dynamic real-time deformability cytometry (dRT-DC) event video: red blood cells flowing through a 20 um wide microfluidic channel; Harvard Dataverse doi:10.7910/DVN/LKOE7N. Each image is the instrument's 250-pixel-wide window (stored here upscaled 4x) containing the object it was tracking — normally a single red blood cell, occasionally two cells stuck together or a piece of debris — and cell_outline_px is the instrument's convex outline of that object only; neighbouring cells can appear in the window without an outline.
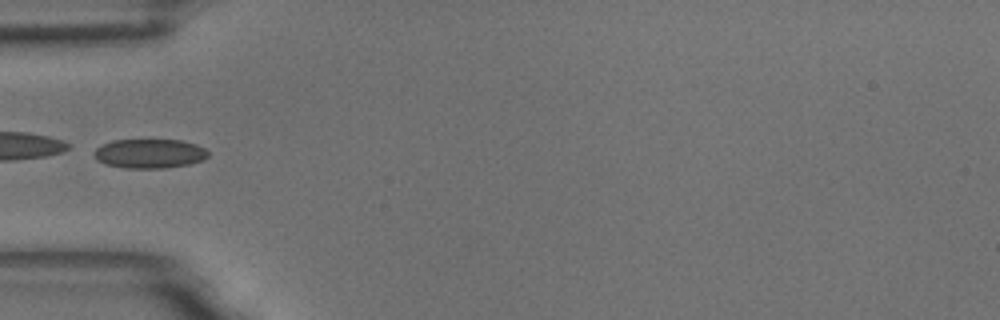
{"species": "common noctule bat (a hibernating species)", "species_latin": "Nyctalus noctula", "temperature_condition": "room temperature", "stored_images_in_passage": 10, "camera_frame_rate_fps": 3000, "um_per_image_px": 0.085, "animal": {"sex": "male", "body_mass_g": 18.8}, "frame": {"image": 1, "passage_image": 6, "time_ms": 1.667, "image_size_px": [1000, 320], "cell_outline_px": [[208, 156], [204, 160], [188, 164], [164, 168], [124, 168], [104, 164], [96, 160], [92, 156], [92, 152], [96, 148], [112, 140], [180, 140], [196, 144], [204, 148], [208, 152]], "centroid_in_image_um": [12.67, 13.06], "position_along_channel_um": 72.3, "area_um2": 19.59}}
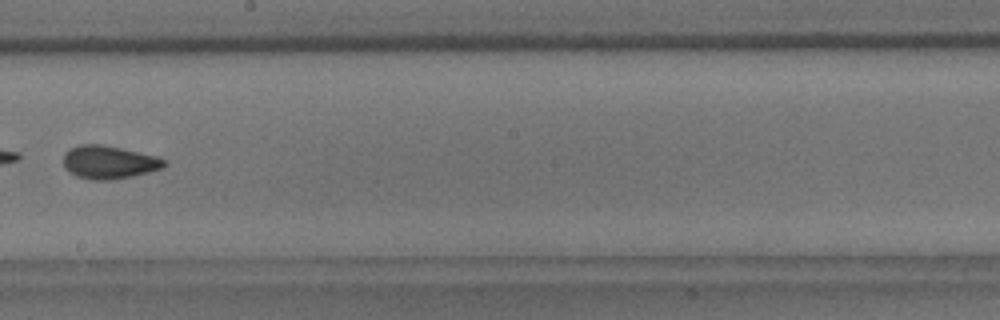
{"frame": {"image": 2, "passage_image": 10, "time_ms": 3.0, "image_size_px": [1000, 320], "cell_outline_px": [[168, 164], [160, 168], [148, 172], [132, 176], [112, 180], [92, 180], [76, 176], [64, 168], [64, 152], [68, 148], [80, 144], [100, 144], [120, 148], [156, 156], [168, 160]], "centroid_in_image_um": [9.24, 13.79], "position_along_channel_um": 239.0, "area_um2": 19.54}}